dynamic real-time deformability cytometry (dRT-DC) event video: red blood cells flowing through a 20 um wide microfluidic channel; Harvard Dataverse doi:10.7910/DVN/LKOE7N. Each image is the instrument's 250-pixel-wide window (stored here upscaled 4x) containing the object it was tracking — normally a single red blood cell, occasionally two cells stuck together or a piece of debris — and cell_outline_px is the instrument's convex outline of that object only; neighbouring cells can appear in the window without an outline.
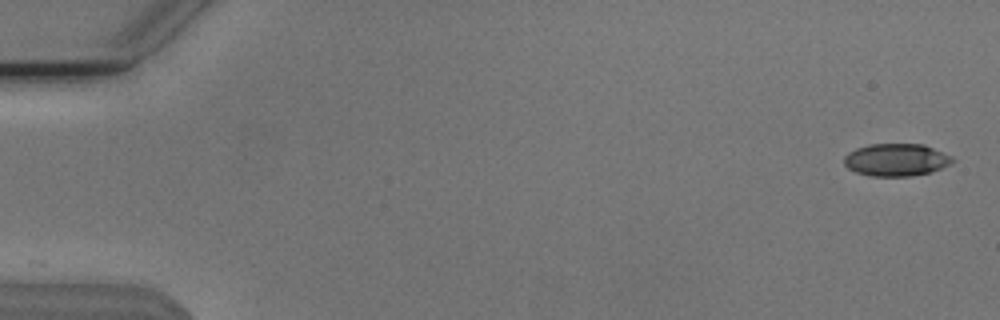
{"species": "Egyptian fruit bat (a non-hibernating species)", "species_latin": "Rousettus aegyptiacus", "temperature_condition": "cold", "stored_images_in_passage": 13, "camera_frame_rate_fps": 3000, "um_per_image_px": 0.085, "animal": {"sex": "male"}, "frame": {"image": 1, "passage_image": 1, "time_ms": 0.0, "image_size_px": [1000, 320], "cell_outline_px": [[952, 160], [948, 164], [932, 172], [912, 176], [868, 176], [856, 172], [848, 168], [844, 164], [844, 156], [848, 152], [856, 148], [868, 144], [924, 144], [952, 156]], "centroid_in_image_um": [76.13, 13.58], "position_along_channel_um": 8.9, "area_um2": 20.52}}